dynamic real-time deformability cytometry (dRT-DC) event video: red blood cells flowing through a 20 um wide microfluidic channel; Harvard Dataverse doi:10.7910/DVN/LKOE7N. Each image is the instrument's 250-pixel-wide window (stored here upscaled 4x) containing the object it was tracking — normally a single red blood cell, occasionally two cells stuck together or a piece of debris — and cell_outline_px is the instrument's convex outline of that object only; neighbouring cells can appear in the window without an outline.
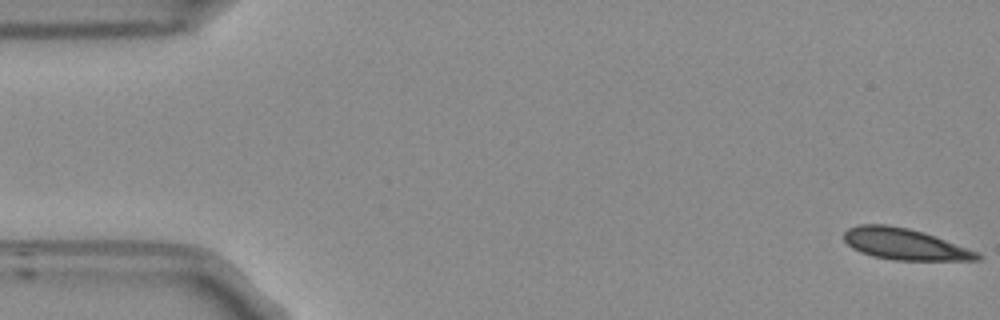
{"species": "Egyptian fruit bat (a non-hibernating species)", "species_latin": "Rousettus aegyptiacus", "temperature_condition": "room temperature", "stored_images_in_passage": 55, "segment_of_instrument_passage": [1, 2], "camera_frame_rate_fps": 3000, "um_per_image_px": 0.085, "frame": {"image": 1, "passage_image": 1, "time_ms": 0.0, "image_size_px": [1000, 320], "cell_outline_px": [[984, 256], [980, 260], [892, 260], [872, 256], [860, 252], [852, 248], [844, 240], [844, 232], [848, 228], [860, 224], [884, 224], [908, 228], [924, 232], [976, 252]], "centroid_in_image_um": [76.85, 20.75], "position_along_channel_um": 8.1, "area_um2": 24.16}}
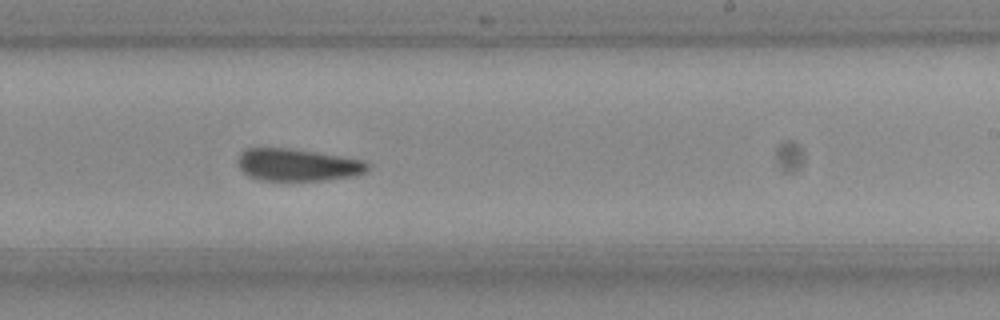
{"frame": {"image": 2, "passage_image": 32, "time_ms": 10.333, "image_size_px": [1000, 320], "cell_outline_px": [[372, 168], [368, 172], [356, 176], [324, 180], [260, 180], [248, 176], [240, 168], [236, 160], [240, 152], [244, 148], [288, 148], [316, 152], [364, 160]], "centroid_in_image_um": [25.31, 14.01], "position_along_channel_um": 263.7, "area_um2": 24.68}}
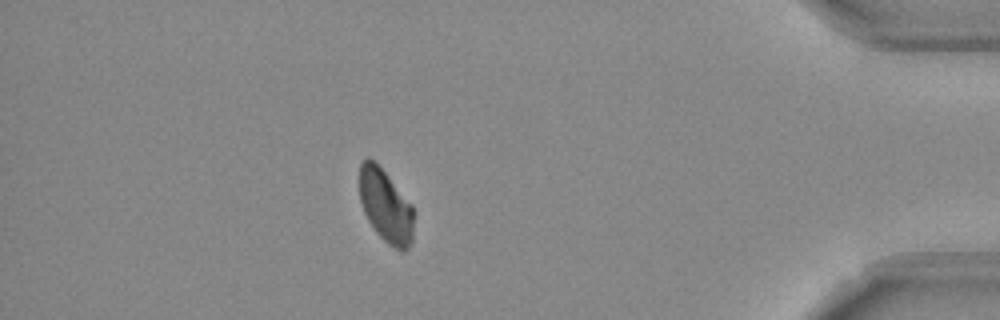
{"frame": {"image": 3, "passage_image": 47, "time_ms": 15.333, "image_size_px": [1000, 320], "cell_outline_px": [[412, 240], [408, 248], [404, 252], [400, 252], [388, 244], [376, 232], [368, 220], [364, 212], [360, 200], [360, 164], [368, 156], [384, 172], [412, 204]], "centroid_in_image_um": [32.78, 17.54], "position_along_channel_um": 402.4, "area_um2": 22.72}}